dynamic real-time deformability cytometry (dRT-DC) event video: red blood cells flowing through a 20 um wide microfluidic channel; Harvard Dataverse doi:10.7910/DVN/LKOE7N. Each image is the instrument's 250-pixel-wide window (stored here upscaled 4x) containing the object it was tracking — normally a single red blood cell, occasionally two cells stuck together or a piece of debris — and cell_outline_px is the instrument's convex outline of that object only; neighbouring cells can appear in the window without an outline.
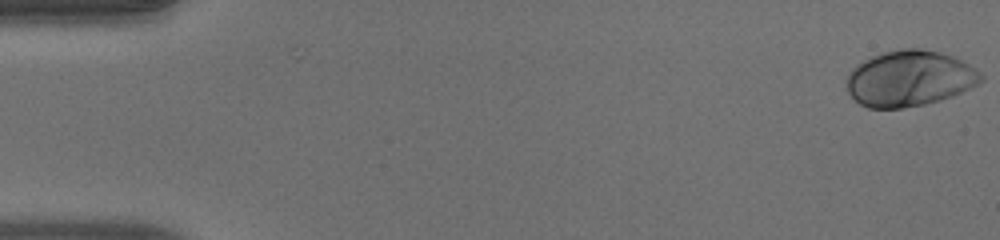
{"species": "human", "species_latin": "Homo sapiens", "temperature_condition": "warm", "stored_images_in_passage": 51, "camera_frame_rate_fps": 3000, "um_per_image_px": 0.085, "donor": {"sex": "male"}, "frame": {"image": 1, "passage_image": 1, "time_ms": 0.0, "image_size_px": [1000, 240], "cell_outline_px": [[984, 80], [952, 96], [940, 100], [924, 104], [900, 108], [868, 108], [860, 104], [848, 92], [844, 84], [848, 72], [856, 64], [872, 56], [884, 52], [900, 48], [920, 48], [940, 52], [952, 56], [976, 68], [984, 76]], "centroid_in_image_um": [77.27, 6.66], "position_along_channel_um": 7.7, "area_um2": 43.81}}
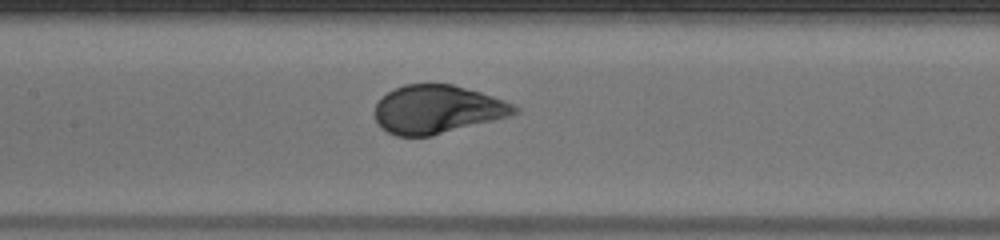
{"frame": {"image": 2, "passage_image": 25, "time_ms": 8.0, "image_size_px": [1000, 240], "cell_outline_px": [[520, 112], [508, 116], [432, 136], [396, 136], [388, 132], [376, 120], [372, 112], [380, 96], [404, 84], [452, 84], [480, 92], [504, 100], [520, 108]], "centroid_in_image_um": [37.14, 9.29], "position_along_channel_um": 170.3, "area_um2": 39.25}}
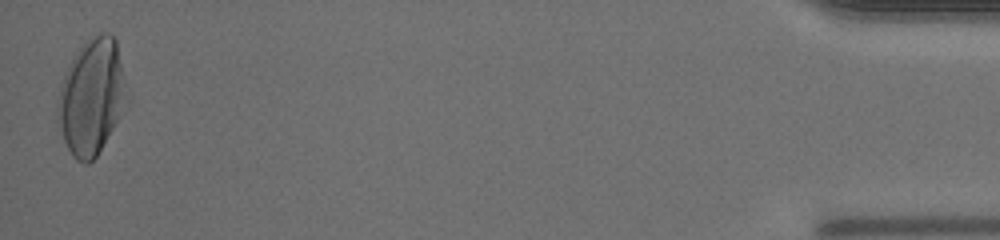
{"frame": {"image": 3, "passage_image": 51, "time_ms": 16.667, "image_size_px": [1000, 240], "cell_outline_px": [[132, 100], [96, 156], [88, 164], [84, 164], [76, 160], [72, 156], [64, 140], [56, 120], [56, 100], [60, 84], [76, 52], [92, 36], [100, 32], [108, 32], [116, 40], [132, 96]], "centroid_in_image_um": [7.85, 8.24], "position_along_channel_um": 427.4, "area_um2": 47.92}, "authors_computed_cell_mechanics": {"area_um2": 40.9802, "velocity_mm_per_s": 4.0142, "shape_relaxation_time_tau1_ms": 2.7749, "shape_relaxation_time_tau2_ms": null, "deformation_change_tau1": 0.1842, "deformation_change_tau2": null}}